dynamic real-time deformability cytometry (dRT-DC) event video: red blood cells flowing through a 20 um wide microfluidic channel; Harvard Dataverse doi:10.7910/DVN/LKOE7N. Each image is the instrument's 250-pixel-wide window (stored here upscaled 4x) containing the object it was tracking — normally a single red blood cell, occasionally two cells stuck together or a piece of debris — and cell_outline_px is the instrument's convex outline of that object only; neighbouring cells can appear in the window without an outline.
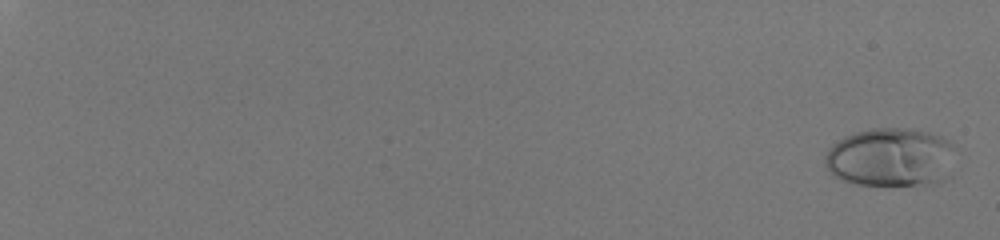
{"species": "human", "species_latin": "Homo sapiens", "temperature_condition": "room temperature", "stored_images_in_passage": 55, "camera_frame_rate_fps": 3000, "um_per_image_px": 0.085, "donor": {"sex": "male"}, "frame": {"image": 1, "passage_image": 2, "time_ms": 0.333, "image_size_px": [1000, 240], "cell_outline_px": [[952, 148], [932, 180], [916, 184], [856, 184], [832, 176], [824, 164], [824, 156], [828, 148], [832, 144], [844, 136], [856, 132], [872, 128], [912, 128], [928, 132], [940, 136], [948, 140], [952, 144]], "centroid_in_image_um": [75.42, 13.29], "position_along_channel_um": 9.6, "area_um2": 42.43}}
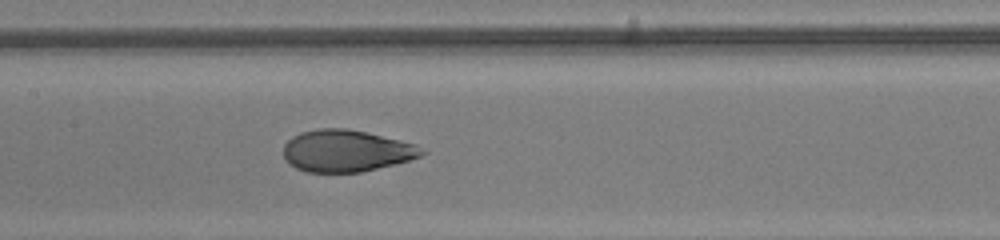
{"frame": {"image": 2, "passage_image": 35, "time_ms": 11.333, "image_size_px": [1000, 240], "cell_outline_px": [[428, 152], [420, 156], [396, 164], [360, 172], [308, 172], [296, 168], [288, 164], [284, 160], [284, 144], [292, 136], [300, 132], [320, 128], [348, 128], [400, 140], [416, 144]], "centroid_in_image_um": [29.42, 12.82], "position_along_channel_um": 178.0, "area_um2": 33.87}}
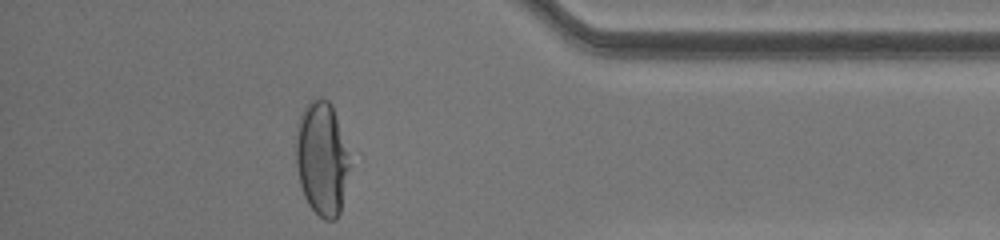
{"frame": {"image": 3, "passage_image": 53, "time_ms": 17.333, "image_size_px": [1000, 240], "cell_outline_px": [[348, 168], [340, 212], [336, 220], [324, 220], [308, 204], [304, 196], [300, 184], [296, 164], [296, 136], [300, 116], [304, 108], [312, 100], [328, 100], [332, 104], [348, 164]], "centroid_in_image_um": [27.3, 13.54], "position_along_channel_um": 407.9, "area_um2": 34.22}, "authors_computed_cell_mechanics": {"area_um2": 36.0672, "velocity_mm_per_s": 4.0874, "shape_relaxation_time_tau1_ms": 5.2951, "shape_relaxation_time_tau2_ms": null, "deformation_change_tau1": 0.2437, "deformation_change_tau2": null}}